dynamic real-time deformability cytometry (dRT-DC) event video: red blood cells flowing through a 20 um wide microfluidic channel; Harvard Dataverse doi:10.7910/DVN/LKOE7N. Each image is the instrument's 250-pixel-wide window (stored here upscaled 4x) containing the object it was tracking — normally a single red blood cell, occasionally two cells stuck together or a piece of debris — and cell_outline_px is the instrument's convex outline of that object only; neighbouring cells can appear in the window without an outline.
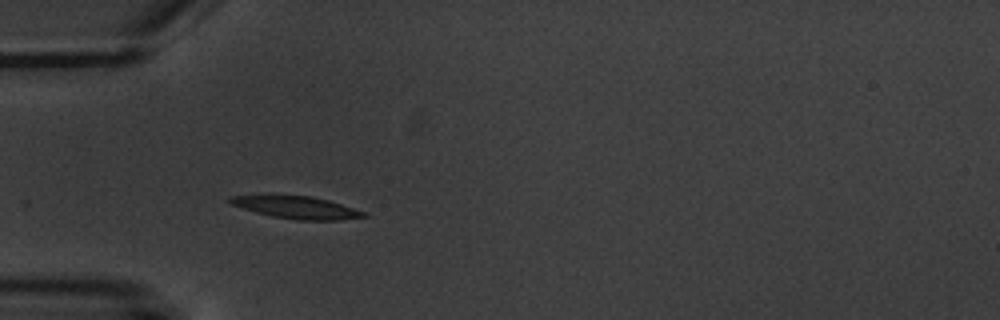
{"species": "common noctule bat (a hibernating species)", "species_latin": "Nyctalus noctula", "temperature_condition": "warm", "stored_images_in_passage": 6, "camera_frame_rate_fps": 3000, "um_per_image_px": 0.085, "animal": {"sex": "male", "body_mass_g": 20.1, "forearm_length_mm": 53.5}, "frame": {"image": 1, "passage_image": 3, "time_ms": 3.333, "image_size_px": [1000, 320], "cell_outline_px": [[368, 216], [340, 220], [296, 220], [272, 216], [256, 212], [232, 204], [228, 200], [228, 196], [268, 192], [312, 196], [328, 200], [364, 212]], "centroid_in_image_um": [25.08, 17.57], "position_along_channel_um": 59.9, "area_um2": 18.09}}